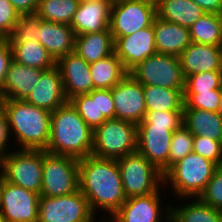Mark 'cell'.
Segmentation results:
<instances>
[{"label":"cell","mask_w":222,"mask_h":222,"mask_svg":"<svg viewBox=\"0 0 222 222\" xmlns=\"http://www.w3.org/2000/svg\"><path fill=\"white\" fill-rule=\"evenodd\" d=\"M217 165L191 152L163 174V186L171 188L173 197L197 198L204 191Z\"/></svg>","instance_id":"4"},{"label":"cell","mask_w":222,"mask_h":222,"mask_svg":"<svg viewBox=\"0 0 222 222\" xmlns=\"http://www.w3.org/2000/svg\"><path fill=\"white\" fill-rule=\"evenodd\" d=\"M74 52L89 64L113 54L114 40L110 29L75 36Z\"/></svg>","instance_id":"25"},{"label":"cell","mask_w":222,"mask_h":222,"mask_svg":"<svg viewBox=\"0 0 222 222\" xmlns=\"http://www.w3.org/2000/svg\"><path fill=\"white\" fill-rule=\"evenodd\" d=\"M19 13L9 0H0V31L9 37L19 20Z\"/></svg>","instance_id":"42"},{"label":"cell","mask_w":222,"mask_h":222,"mask_svg":"<svg viewBox=\"0 0 222 222\" xmlns=\"http://www.w3.org/2000/svg\"><path fill=\"white\" fill-rule=\"evenodd\" d=\"M140 1H146V2L152 3L156 6L160 0H140Z\"/></svg>","instance_id":"50"},{"label":"cell","mask_w":222,"mask_h":222,"mask_svg":"<svg viewBox=\"0 0 222 222\" xmlns=\"http://www.w3.org/2000/svg\"><path fill=\"white\" fill-rule=\"evenodd\" d=\"M130 74L143 86L184 89L185 78L180 58L175 55L155 53L132 68Z\"/></svg>","instance_id":"7"},{"label":"cell","mask_w":222,"mask_h":222,"mask_svg":"<svg viewBox=\"0 0 222 222\" xmlns=\"http://www.w3.org/2000/svg\"><path fill=\"white\" fill-rule=\"evenodd\" d=\"M0 222H8L2 214H0Z\"/></svg>","instance_id":"53"},{"label":"cell","mask_w":222,"mask_h":222,"mask_svg":"<svg viewBox=\"0 0 222 222\" xmlns=\"http://www.w3.org/2000/svg\"><path fill=\"white\" fill-rule=\"evenodd\" d=\"M75 36L70 25L40 21L38 42L47 49L55 62L75 51Z\"/></svg>","instance_id":"21"},{"label":"cell","mask_w":222,"mask_h":222,"mask_svg":"<svg viewBox=\"0 0 222 222\" xmlns=\"http://www.w3.org/2000/svg\"><path fill=\"white\" fill-rule=\"evenodd\" d=\"M111 91L115 118L138 125L146 115L143 85L127 74Z\"/></svg>","instance_id":"14"},{"label":"cell","mask_w":222,"mask_h":222,"mask_svg":"<svg viewBox=\"0 0 222 222\" xmlns=\"http://www.w3.org/2000/svg\"><path fill=\"white\" fill-rule=\"evenodd\" d=\"M79 3L78 0H39L35 14L44 21L70 25Z\"/></svg>","instance_id":"32"},{"label":"cell","mask_w":222,"mask_h":222,"mask_svg":"<svg viewBox=\"0 0 222 222\" xmlns=\"http://www.w3.org/2000/svg\"><path fill=\"white\" fill-rule=\"evenodd\" d=\"M218 212H219V215H220V220H221V222H222V207H220V208L218 209Z\"/></svg>","instance_id":"54"},{"label":"cell","mask_w":222,"mask_h":222,"mask_svg":"<svg viewBox=\"0 0 222 222\" xmlns=\"http://www.w3.org/2000/svg\"><path fill=\"white\" fill-rule=\"evenodd\" d=\"M2 187H3V176L0 177V203H1V191H2Z\"/></svg>","instance_id":"52"},{"label":"cell","mask_w":222,"mask_h":222,"mask_svg":"<svg viewBox=\"0 0 222 222\" xmlns=\"http://www.w3.org/2000/svg\"><path fill=\"white\" fill-rule=\"evenodd\" d=\"M24 101L50 112L68 102L57 66L42 72L40 80Z\"/></svg>","instance_id":"18"},{"label":"cell","mask_w":222,"mask_h":222,"mask_svg":"<svg viewBox=\"0 0 222 222\" xmlns=\"http://www.w3.org/2000/svg\"><path fill=\"white\" fill-rule=\"evenodd\" d=\"M10 138L12 139V137H10L8 117L7 114L1 108L0 109V152H2L5 156L12 151L11 150L12 147H9ZM8 147L10 148V150Z\"/></svg>","instance_id":"44"},{"label":"cell","mask_w":222,"mask_h":222,"mask_svg":"<svg viewBox=\"0 0 222 222\" xmlns=\"http://www.w3.org/2000/svg\"><path fill=\"white\" fill-rule=\"evenodd\" d=\"M206 13L222 14V0H192Z\"/></svg>","instance_id":"46"},{"label":"cell","mask_w":222,"mask_h":222,"mask_svg":"<svg viewBox=\"0 0 222 222\" xmlns=\"http://www.w3.org/2000/svg\"><path fill=\"white\" fill-rule=\"evenodd\" d=\"M163 189L164 186L148 195L127 198L107 220L109 222H170L171 205H165L163 208L161 197L165 194L161 192Z\"/></svg>","instance_id":"12"},{"label":"cell","mask_w":222,"mask_h":222,"mask_svg":"<svg viewBox=\"0 0 222 222\" xmlns=\"http://www.w3.org/2000/svg\"><path fill=\"white\" fill-rule=\"evenodd\" d=\"M156 13L160 19L190 29L206 12L192 0H160Z\"/></svg>","instance_id":"24"},{"label":"cell","mask_w":222,"mask_h":222,"mask_svg":"<svg viewBox=\"0 0 222 222\" xmlns=\"http://www.w3.org/2000/svg\"><path fill=\"white\" fill-rule=\"evenodd\" d=\"M80 3H86V2H95V1H108V0H78Z\"/></svg>","instance_id":"51"},{"label":"cell","mask_w":222,"mask_h":222,"mask_svg":"<svg viewBox=\"0 0 222 222\" xmlns=\"http://www.w3.org/2000/svg\"><path fill=\"white\" fill-rule=\"evenodd\" d=\"M184 89L143 86L146 112L183 111Z\"/></svg>","instance_id":"29"},{"label":"cell","mask_w":222,"mask_h":222,"mask_svg":"<svg viewBox=\"0 0 222 222\" xmlns=\"http://www.w3.org/2000/svg\"><path fill=\"white\" fill-rule=\"evenodd\" d=\"M183 124L193 136L209 137L222 143V119L218 112L184 108Z\"/></svg>","instance_id":"26"},{"label":"cell","mask_w":222,"mask_h":222,"mask_svg":"<svg viewBox=\"0 0 222 222\" xmlns=\"http://www.w3.org/2000/svg\"><path fill=\"white\" fill-rule=\"evenodd\" d=\"M13 61L27 67L48 70L56 66L47 49L38 41H9Z\"/></svg>","instance_id":"27"},{"label":"cell","mask_w":222,"mask_h":222,"mask_svg":"<svg viewBox=\"0 0 222 222\" xmlns=\"http://www.w3.org/2000/svg\"><path fill=\"white\" fill-rule=\"evenodd\" d=\"M4 158L5 155L2 152H0V177L4 175Z\"/></svg>","instance_id":"47"},{"label":"cell","mask_w":222,"mask_h":222,"mask_svg":"<svg viewBox=\"0 0 222 222\" xmlns=\"http://www.w3.org/2000/svg\"><path fill=\"white\" fill-rule=\"evenodd\" d=\"M218 115L222 119V85L220 88V103H219V107H218Z\"/></svg>","instance_id":"48"},{"label":"cell","mask_w":222,"mask_h":222,"mask_svg":"<svg viewBox=\"0 0 222 222\" xmlns=\"http://www.w3.org/2000/svg\"><path fill=\"white\" fill-rule=\"evenodd\" d=\"M111 4L112 3H116V2H119V1H122V0H108Z\"/></svg>","instance_id":"55"},{"label":"cell","mask_w":222,"mask_h":222,"mask_svg":"<svg viewBox=\"0 0 222 222\" xmlns=\"http://www.w3.org/2000/svg\"><path fill=\"white\" fill-rule=\"evenodd\" d=\"M15 150L9 152L4 158V180L10 184L40 194L42 187L43 150Z\"/></svg>","instance_id":"9"},{"label":"cell","mask_w":222,"mask_h":222,"mask_svg":"<svg viewBox=\"0 0 222 222\" xmlns=\"http://www.w3.org/2000/svg\"><path fill=\"white\" fill-rule=\"evenodd\" d=\"M179 58L184 78L201 72L222 71V47L191 42Z\"/></svg>","instance_id":"19"},{"label":"cell","mask_w":222,"mask_h":222,"mask_svg":"<svg viewBox=\"0 0 222 222\" xmlns=\"http://www.w3.org/2000/svg\"><path fill=\"white\" fill-rule=\"evenodd\" d=\"M126 198L157 192L163 186V174L146 157L135 152L116 160Z\"/></svg>","instance_id":"6"},{"label":"cell","mask_w":222,"mask_h":222,"mask_svg":"<svg viewBox=\"0 0 222 222\" xmlns=\"http://www.w3.org/2000/svg\"><path fill=\"white\" fill-rule=\"evenodd\" d=\"M220 89L200 93H184V108L218 112Z\"/></svg>","instance_id":"37"},{"label":"cell","mask_w":222,"mask_h":222,"mask_svg":"<svg viewBox=\"0 0 222 222\" xmlns=\"http://www.w3.org/2000/svg\"><path fill=\"white\" fill-rule=\"evenodd\" d=\"M78 178L79 189L87 198L93 214L105 212L98 220L109 219L127 199L116 160L93 155L79 159Z\"/></svg>","instance_id":"1"},{"label":"cell","mask_w":222,"mask_h":222,"mask_svg":"<svg viewBox=\"0 0 222 222\" xmlns=\"http://www.w3.org/2000/svg\"><path fill=\"white\" fill-rule=\"evenodd\" d=\"M90 70L94 89H112L128 74L115 53L90 63Z\"/></svg>","instance_id":"28"},{"label":"cell","mask_w":222,"mask_h":222,"mask_svg":"<svg viewBox=\"0 0 222 222\" xmlns=\"http://www.w3.org/2000/svg\"><path fill=\"white\" fill-rule=\"evenodd\" d=\"M179 199H189L190 202L180 206L171 205L170 222H221L218 209L203 203L198 197Z\"/></svg>","instance_id":"30"},{"label":"cell","mask_w":222,"mask_h":222,"mask_svg":"<svg viewBox=\"0 0 222 222\" xmlns=\"http://www.w3.org/2000/svg\"><path fill=\"white\" fill-rule=\"evenodd\" d=\"M63 81L64 92L68 101L78 95L88 94L93 89L90 64L77 53L72 52L56 62Z\"/></svg>","instance_id":"17"},{"label":"cell","mask_w":222,"mask_h":222,"mask_svg":"<svg viewBox=\"0 0 222 222\" xmlns=\"http://www.w3.org/2000/svg\"><path fill=\"white\" fill-rule=\"evenodd\" d=\"M42 19L36 14L20 15L8 41H38L39 24Z\"/></svg>","instance_id":"36"},{"label":"cell","mask_w":222,"mask_h":222,"mask_svg":"<svg viewBox=\"0 0 222 222\" xmlns=\"http://www.w3.org/2000/svg\"><path fill=\"white\" fill-rule=\"evenodd\" d=\"M110 10L109 1L79 3L70 26L76 36L105 31L109 28Z\"/></svg>","instance_id":"20"},{"label":"cell","mask_w":222,"mask_h":222,"mask_svg":"<svg viewBox=\"0 0 222 222\" xmlns=\"http://www.w3.org/2000/svg\"><path fill=\"white\" fill-rule=\"evenodd\" d=\"M93 130L70 101L51 113L50 140L46 151L83 159L92 154Z\"/></svg>","instance_id":"2"},{"label":"cell","mask_w":222,"mask_h":222,"mask_svg":"<svg viewBox=\"0 0 222 222\" xmlns=\"http://www.w3.org/2000/svg\"><path fill=\"white\" fill-rule=\"evenodd\" d=\"M98 126L107 119L115 118V107L111 89H97Z\"/></svg>","instance_id":"41"},{"label":"cell","mask_w":222,"mask_h":222,"mask_svg":"<svg viewBox=\"0 0 222 222\" xmlns=\"http://www.w3.org/2000/svg\"><path fill=\"white\" fill-rule=\"evenodd\" d=\"M222 71L201 72L185 78L183 93H200L220 89Z\"/></svg>","instance_id":"34"},{"label":"cell","mask_w":222,"mask_h":222,"mask_svg":"<svg viewBox=\"0 0 222 222\" xmlns=\"http://www.w3.org/2000/svg\"><path fill=\"white\" fill-rule=\"evenodd\" d=\"M189 30L193 43L222 47V14L205 13Z\"/></svg>","instance_id":"31"},{"label":"cell","mask_w":222,"mask_h":222,"mask_svg":"<svg viewBox=\"0 0 222 222\" xmlns=\"http://www.w3.org/2000/svg\"><path fill=\"white\" fill-rule=\"evenodd\" d=\"M12 49L8 39L0 44V92L2 91L6 73L12 62Z\"/></svg>","instance_id":"43"},{"label":"cell","mask_w":222,"mask_h":222,"mask_svg":"<svg viewBox=\"0 0 222 222\" xmlns=\"http://www.w3.org/2000/svg\"><path fill=\"white\" fill-rule=\"evenodd\" d=\"M99 222H109L108 220H100Z\"/></svg>","instance_id":"57"},{"label":"cell","mask_w":222,"mask_h":222,"mask_svg":"<svg viewBox=\"0 0 222 222\" xmlns=\"http://www.w3.org/2000/svg\"><path fill=\"white\" fill-rule=\"evenodd\" d=\"M156 6L140 0H122L111 4L109 29L113 40L153 25Z\"/></svg>","instance_id":"11"},{"label":"cell","mask_w":222,"mask_h":222,"mask_svg":"<svg viewBox=\"0 0 222 222\" xmlns=\"http://www.w3.org/2000/svg\"><path fill=\"white\" fill-rule=\"evenodd\" d=\"M7 39L8 37L2 31H0V44L4 43Z\"/></svg>","instance_id":"49"},{"label":"cell","mask_w":222,"mask_h":222,"mask_svg":"<svg viewBox=\"0 0 222 222\" xmlns=\"http://www.w3.org/2000/svg\"><path fill=\"white\" fill-rule=\"evenodd\" d=\"M2 109L7 114L10 136L14 137L13 142L16 140L17 149L46 151L52 112L15 99H2Z\"/></svg>","instance_id":"3"},{"label":"cell","mask_w":222,"mask_h":222,"mask_svg":"<svg viewBox=\"0 0 222 222\" xmlns=\"http://www.w3.org/2000/svg\"><path fill=\"white\" fill-rule=\"evenodd\" d=\"M183 124V111L146 112L145 118L138 125L167 127L175 131Z\"/></svg>","instance_id":"38"},{"label":"cell","mask_w":222,"mask_h":222,"mask_svg":"<svg viewBox=\"0 0 222 222\" xmlns=\"http://www.w3.org/2000/svg\"><path fill=\"white\" fill-rule=\"evenodd\" d=\"M173 132L167 127L137 125V152L161 170L162 174L168 170Z\"/></svg>","instance_id":"15"},{"label":"cell","mask_w":222,"mask_h":222,"mask_svg":"<svg viewBox=\"0 0 222 222\" xmlns=\"http://www.w3.org/2000/svg\"><path fill=\"white\" fill-rule=\"evenodd\" d=\"M80 189L58 197H39L38 222H98Z\"/></svg>","instance_id":"10"},{"label":"cell","mask_w":222,"mask_h":222,"mask_svg":"<svg viewBox=\"0 0 222 222\" xmlns=\"http://www.w3.org/2000/svg\"><path fill=\"white\" fill-rule=\"evenodd\" d=\"M44 70L27 67L12 60L0 92L2 99L25 100Z\"/></svg>","instance_id":"22"},{"label":"cell","mask_w":222,"mask_h":222,"mask_svg":"<svg viewBox=\"0 0 222 222\" xmlns=\"http://www.w3.org/2000/svg\"><path fill=\"white\" fill-rule=\"evenodd\" d=\"M193 142L194 136L184 124L173 132L168 156V169L193 152Z\"/></svg>","instance_id":"33"},{"label":"cell","mask_w":222,"mask_h":222,"mask_svg":"<svg viewBox=\"0 0 222 222\" xmlns=\"http://www.w3.org/2000/svg\"><path fill=\"white\" fill-rule=\"evenodd\" d=\"M39 193L10 184L4 180L0 214L8 222H38Z\"/></svg>","instance_id":"13"},{"label":"cell","mask_w":222,"mask_h":222,"mask_svg":"<svg viewBox=\"0 0 222 222\" xmlns=\"http://www.w3.org/2000/svg\"><path fill=\"white\" fill-rule=\"evenodd\" d=\"M79 160L43 150L42 187L40 196L58 197L79 189Z\"/></svg>","instance_id":"8"},{"label":"cell","mask_w":222,"mask_h":222,"mask_svg":"<svg viewBox=\"0 0 222 222\" xmlns=\"http://www.w3.org/2000/svg\"><path fill=\"white\" fill-rule=\"evenodd\" d=\"M19 15H33L36 13L39 0H9Z\"/></svg>","instance_id":"45"},{"label":"cell","mask_w":222,"mask_h":222,"mask_svg":"<svg viewBox=\"0 0 222 222\" xmlns=\"http://www.w3.org/2000/svg\"><path fill=\"white\" fill-rule=\"evenodd\" d=\"M114 53L129 72L138 63L157 53L153 25L114 41Z\"/></svg>","instance_id":"16"},{"label":"cell","mask_w":222,"mask_h":222,"mask_svg":"<svg viewBox=\"0 0 222 222\" xmlns=\"http://www.w3.org/2000/svg\"><path fill=\"white\" fill-rule=\"evenodd\" d=\"M153 31L157 53L179 57L192 42L189 28L158 17L153 22Z\"/></svg>","instance_id":"23"},{"label":"cell","mask_w":222,"mask_h":222,"mask_svg":"<svg viewBox=\"0 0 222 222\" xmlns=\"http://www.w3.org/2000/svg\"><path fill=\"white\" fill-rule=\"evenodd\" d=\"M198 198L215 209L222 207V165L216 167L212 178Z\"/></svg>","instance_id":"39"},{"label":"cell","mask_w":222,"mask_h":222,"mask_svg":"<svg viewBox=\"0 0 222 222\" xmlns=\"http://www.w3.org/2000/svg\"><path fill=\"white\" fill-rule=\"evenodd\" d=\"M2 108V98L0 97V109Z\"/></svg>","instance_id":"56"},{"label":"cell","mask_w":222,"mask_h":222,"mask_svg":"<svg viewBox=\"0 0 222 222\" xmlns=\"http://www.w3.org/2000/svg\"><path fill=\"white\" fill-rule=\"evenodd\" d=\"M193 152L214 162L217 166L222 165V143L209 137L194 136Z\"/></svg>","instance_id":"40"},{"label":"cell","mask_w":222,"mask_h":222,"mask_svg":"<svg viewBox=\"0 0 222 222\" xmlns=\"http://www.w3.org/2000/svg\"><path fill=\"white\" fill-rule=\"evenodd\" d=\"M85 123L94 130L98 127L97 89L78 95L70 100Z\"/></svg>","instance_id":"35"},{"label":"cell","mask_w":222,"mask_h":222,"mask_svg":"<svg viewBox=\"0 0 222 222\" xmlns=\"http://www.w3.org/2000/svg\"><path fill=\"white\" fill-rule=\"evenodd\" d=\"M135 152H137L136 124L114 118L107 119L93 130L91 155L117 160Z\"/></svg>","instance_id":"5"}]
</instances>
